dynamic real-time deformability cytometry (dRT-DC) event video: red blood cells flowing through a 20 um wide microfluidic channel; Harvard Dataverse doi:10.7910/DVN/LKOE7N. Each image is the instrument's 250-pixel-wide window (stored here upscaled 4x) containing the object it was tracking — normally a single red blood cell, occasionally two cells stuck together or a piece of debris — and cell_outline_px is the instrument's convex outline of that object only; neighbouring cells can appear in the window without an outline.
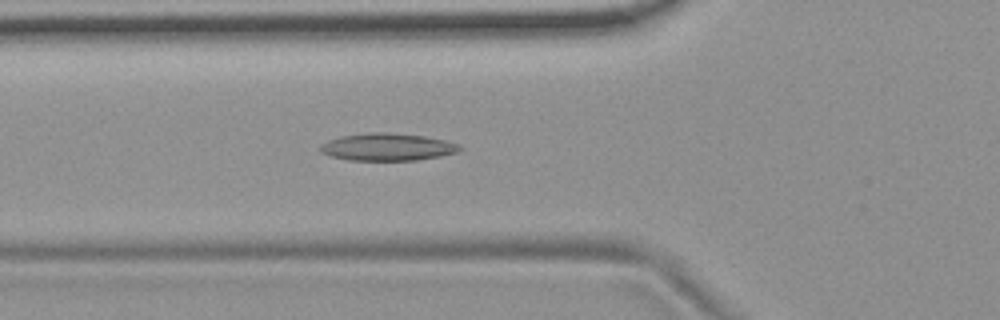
{"species": "common noctule bat (a hibernating species)", "species_latin": "Nyctalus noctula", "temperature_condition": "room temperature", "stored_images_in_passage": 54, "camera_frame_rate_fps": 3000, "um_per_image_px": 0.085, "animal": {"sex": "female", "body_mass_g": 19.9}, "frame": {"image": 1, "passage_image": 18, "time_ms": 5.667, "image_size_px": [1000, 320], "cell_outline_px": [[460, 148], [456, 152], [440, 156], [416, 160], [348, 160], [332, 156], [320, 152], [320, 144], [328, 140], [340, 136], [368, 132], [384, 132], [424, 136], [444, 140], [456, 144]], "centroid_in_image_um": [32.86, 12.49], "position_along_channel_um": 92.9, "area_um2": 22.02}}
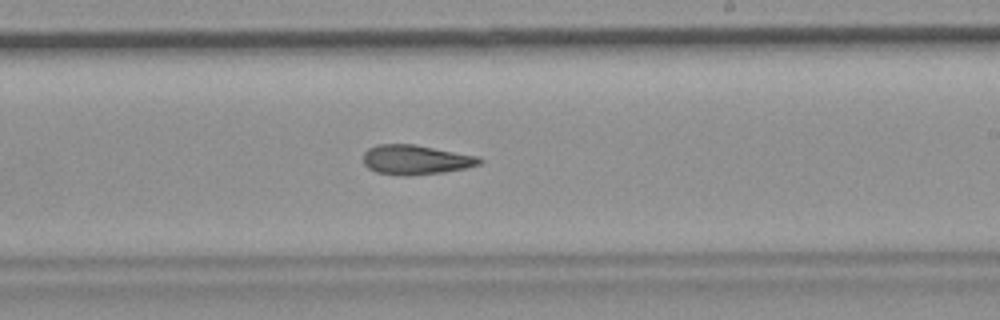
{"frame": {"image": 2, "passage_image": 31, "time_ms": 10.0, "image_size_px": [1000, 320], "cell_outline_px": [[484, 160], [480, 164], [464, 168], [444, 172], [408, 176], [400, 176], [376, 172], [368, 168], [364, 164], [364, 152], [368, 148], [376, 144], [412, 144], [480, 156]], "centroid_in_image_um": [35.33, 13.58], "position_along_channel_um": 253.7, "area_um2": 20.17}}
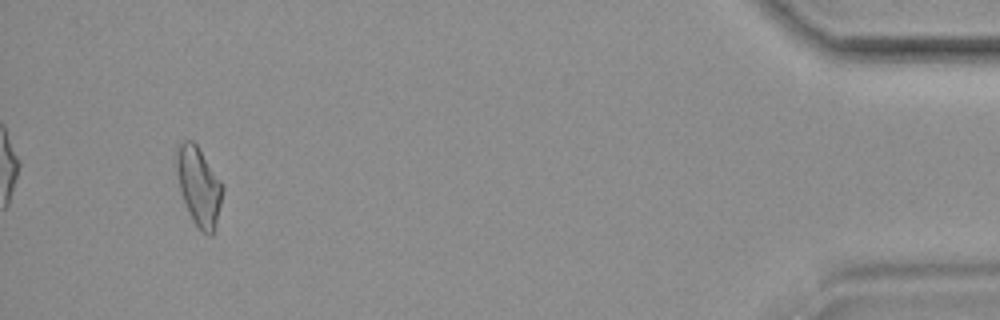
{"frame": {"image": 3, "passage_image": 50, "time_ms": 16.333, "image_size_px": [1000, 320], "cell_outline_px": [[224, 188], [212, 236], [208, 236], [196, 224], [184, 200], [180, 188], [176, 172], [176, 144], [180, 140], [192, 140], [196, 144], [224, 184]], "centroid_in_image_um": [16.89, 15.73], "position_along_channel_um": 418.3, "area_um2": 20.81}, "authors_computed_cell_mechanics": {"area_um2": 20.6346, "velocity_mm_per_s": 3.716, "shape_relaxation_time_tau1_ms": null, "shape_relaxation_time_tau2_ms": 3.1784, "deformation_change_tau1": null, "deformation_change_tau2": 0.1197}}